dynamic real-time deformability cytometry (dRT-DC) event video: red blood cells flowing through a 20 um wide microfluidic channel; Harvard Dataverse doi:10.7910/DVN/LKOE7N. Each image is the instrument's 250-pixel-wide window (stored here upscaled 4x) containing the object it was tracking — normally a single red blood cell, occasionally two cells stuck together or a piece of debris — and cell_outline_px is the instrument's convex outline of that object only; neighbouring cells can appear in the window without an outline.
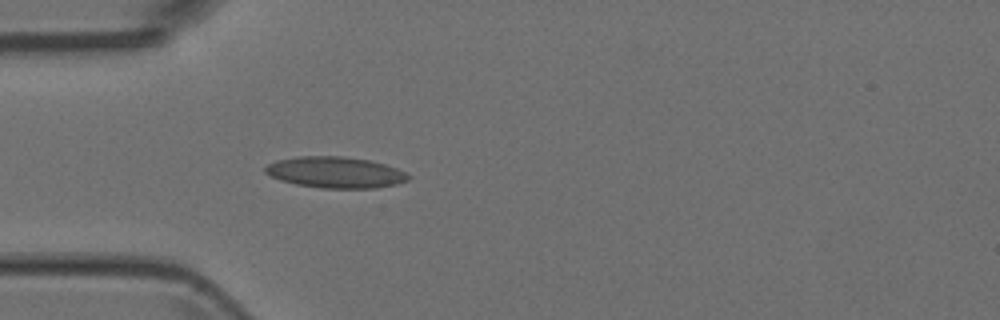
{"species": "Egyptian fruit bat (a non-hibernating species)", "species_latin": "Rousettus aegyptiacus", "temperature_condition": "room temperature", "stored_images_in_passage": 5, "camera_frame_rate_fps": 3000, "um_per_image_px": 0.085, "animal": {"sex": "female"}, "frame": {"image": 1, "passage_image": 5, "time_ms": 1.333, "image_size_px": [1000, 320], "cell_outline_px": [[412, 176], [408, 180], [396, 184], [376, 188], [320, 188], [296, 184], [280, 180], [264, 172], [264, 168], [268, 164], [276, 160], [296, 156], [344, 156], [368, 160], [384, 164], [396, 168]], "centroid_in_image_um": [28.49, 14.65], "position_along_channel_um": 56.5, "area_um2": 26.01}}